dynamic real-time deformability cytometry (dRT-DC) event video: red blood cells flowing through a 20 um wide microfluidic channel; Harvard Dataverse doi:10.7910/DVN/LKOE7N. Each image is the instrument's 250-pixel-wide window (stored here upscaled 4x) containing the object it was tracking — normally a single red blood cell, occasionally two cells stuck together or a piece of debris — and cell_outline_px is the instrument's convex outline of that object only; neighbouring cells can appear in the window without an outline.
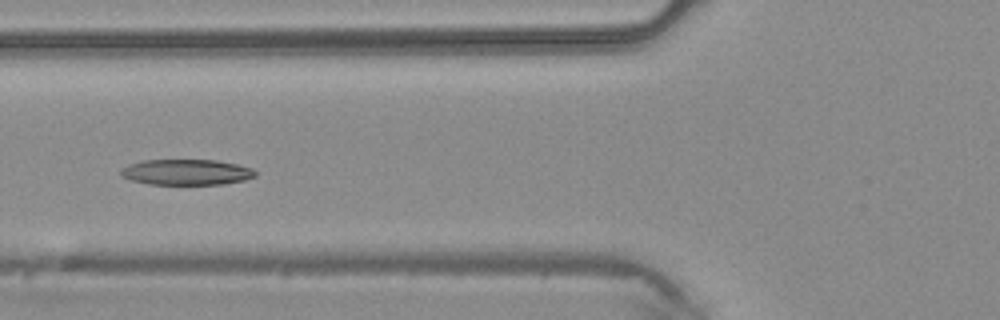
{"species": "common noctule bat (a hibernating species)", "species_latin": "Nyctalus noctula", "temperature_condition": "warm", "stored_images_in_passage": 4, "camera_frame_rate_fps": 3000, "um_per_image_px": 0.085, "animal": {"sex": "male", "body_mass_g": 20.4}, "frame": {"image": 1, "passage_image": 4, "time_ms": 1.0, "image_size_px": [1000, 320], "cell_outline_px": [[256, 176], [244, 180], [224, 184], [148, 184], [132, 180], [120, 176], [120, 172], [128, 164], [144, 160], [216, 160], [236, 164], [252, 168], [256, 172]], "centroid_in_image_um": [15.85, 14.63], "position_along_channel_um": 109.9, "area_um2": 20.06}}